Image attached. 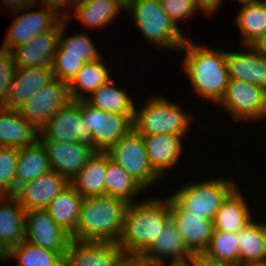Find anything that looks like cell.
I'll return each instance as SVG.
<instances>
[{
  "mask_svg": "<svg viewBox=\"0 0 266 266\" xmlns=\"http://www.w3.org/2000/svg\"><path fill=\"white\" fill-rule=\"evenodd\" d=\"M177 52L184 56L182 68L193 92L217 105L230 81L226 49L213 48L203 43L199 45L187 38Z\"/></svg>",
  "mask_w": 266,
  "mask_h": 266,
  "instance_id": "6da1fadb",
  "label": "cell"
},
{
  "mask_svg": "<svg viewBox=\"0 0 266 266\" xmlns=\"http://www.w3.org/2000/svg\"><path fill=\"white\" fill-rule=\"evenodd\" d=\"M171 218L170 196L148 197L128 204L118 240L125 255L142 256L158 238Z\"/></svg>",
  "mask_w": 266,
  "mask_h": 266,
  "instance_id": "7a4b0ae2",
  "label": "cell"
},
{
  "mask_svg": "<svg viewBox=\"0 0 266 266\" xmlns=\"http://www.w3.org/2000/svg\"><path fill=\"white\" fill-rule=\"evenodd\" d=\"M127 206L126 201L107 195L83 198L76 232L71 239L118 242Z\"/></svg>",
  "mask_w": 266,
  "mask_h": 266,
  "instance_id": "3957f363",
  "label": "cell"
},
{
  "mask_svg": "<svg viewBox=\"0 0 266 266\" xmlns=\"http://www.w3.org/2000/svg\"><path fill=\"white\" fill-rule=\"evenodd\" d=\"M151 95L140 108L135 105L133 129L141 135L173 134L186 139L194 124L193 112L185 111L163 94Z\"/></svg>",
  "mask_w": 266,
  "mask_h": 266,
  "instance_id": "277c9868",
  "label": "cell"
},
{
  "mask_svg": "<svg viewBox=\"0 0 266 266\" xmlns=\"http://www.w3.org/2000/svg\"><path fill=\"white\" fill-rule=\"evenodd\" d=\"M126 11L150 46L177 53L189 38L171 21L159 0H132Z\"/></svg>",
  "mask_w": 266,
  "mask_h": 266,
  "instance_id": "5b68a950",
  "label": "cell"
},
{
  "mask_svg": "<svg viewBox=\"0 0 266 266\" xmlns=\"http://www.w3.org/2000/svg\"><path fill=\"white\" fill-rule=\"evenodd\" d=\"M238 185L233 176L193 179L180 185L169 196L189 215L213 220L223 201Z\"/></svg>",
  "mask_w": 266,
  "mask_h": 266,
  "instance_id": "8992f818",
  "label": "cell"
},
{
  "mask_svg": "<svg viewBox=\"0 0 266 266\" xmlns=\"http://www.w3.org/2000/svg\"><path fill=\"white\" fill-rule=\"evenodd\" d=\"M106 152L110 159L120 165L145 191L163 181L149 163L142 135L134 129H131Z\"/></svg>",
  "mask_w": 266,
  "mask_h": 266,
  "instance_id": "52a82bcc",
  "label": "cell"
},
{
  "mask_svg": "<svg viewBox=\"0 0 266 266\" xmlns=\"http://www.w3.org/2000/svg\"><path fill=\"white\" fill-rule=\"evenodd\" d=\"M80 114L91 131L95 151H107L133 129V122L126 115L99 110L85 100H80Z\"/></svg>",
  "mask_w": 266,
  "mask_h": 266,
  "instance_id": "ba28073f",
  "label": "cell"
},
{
  "mask_svg": "<svg viewBox=\"0 0 266 266\" xmlns=\"http://www.w3.org/2000/svg\"><path fill=\"white\" fill-rule=\"evenodd\" d=\"M71 100L69 83L54 77L17 110L40 132L47 121Z\"/></svg>",
  "mask_w": 266,
  "mask_h": 266,
  "instance_id": "9c48e42d",
  "label": "cell"
},
{
  "mask_svg": "<svg viewBox=\"0 0 266 266\" xmlns=\"http://www.w3.org/2000/svg\"><path fill=\"white\" fill-rule=\"evenodd\" d=\"M263 101L264 89L245 81L230 79L218 106L225 110L236 124L246 122L247 125L248 122L262 120Z\"/></svg>",
  "mask_w": 266,
  "mask_h": 266,
  "instance_id": "30bf717a",
  "label": "cell"
},
{
  "mask_svg": "<svg viewBox=\"0 0 266 266\" xmlns=\"http://www.w3.org/2000/svg\"><path fill=\"white\" fill-rule=\"evenodd\" d=\"M39 141L84 142L91 145V131L82 122L80 100H71L59 109L40 130Z\"/></svg>",
  "mask_w": 266,
  "mask_h": 266,
  "instance_id": "8fae6325",
  "label": "cell"
},
{
  "mask_svg": "<svg viewBox=\"0 0 266 266\" xmlns=\"http://www.w3.org/2000/svg\"><path fill=\"white\" fill-rule=\"evenodd\" d=\"M36 6L38 7L33 2L20 11L13 12L16 17L7 30L1 48L12 51L16 47L28 43L37 34L49 31L61 19L53 10L43 6L32 12L30 9H34Z\"/></svg>",
  "mask_w": 266,
  "mask_h": 266,
  "instance_id": "7c38bea8",
  "label": "cell"
},
{
  "mask_svg": "<svg viewBox=\"0 0 266 266\" xmlns=\"http://www.w3.org/2000/svg\"><path fill=\"white\" fill-rule=\"evenodd\" d=\"M192 254L170 218L142 257L150 266H187Z\"/></svg>",
  "mask_w": 266,
  "mask_h": 266,
  "instance_id": "4fadbf2b",
  "label": "cell"
},
{
  "mask_svg": "<svg viewBox=\"0 0 266 266\" xmlns=\"http://www.w3.org/2000/svg\"><path fill=\"white\" fill-rule=\"evenodd\" d=\"M25 240L63 256L71 237L56 224L46 209H31L25 211Z\"/></svg>",
  "mask_w": 266,
  "mask_h": 266,
  "instance_id": "5bb4252c",
  "label": "cell"
},
{
  "mask_svg": "<svg viewBox=\"0 0 266 266\" xmlns=\"http://www.w3.org/2000/svg\"><path fill=\"white\" fill-rule=\"evenodd\" d=\"M124 255L118 242L71 239L63 255V266H115Z\"/></svg>",
  "mask_w": 266,
  "mask_h": 266,
  "instance_id": "9a60e30c",
  "label": "cell"
},
{
  "mask_svg": "<svg viewBox=\"0 0 266 266\" xmlns=\"http://www.w3.org/2000/svg\"><path fill=\"white\" fill-rule=\"evenodd\" d=\"M61 19L49 30L34 36L28 43L11 51L18 68L51 66L58 47Z\"/></svg>",
  "mask_w": 266,
  "mask_h": 266,
  "instance_id": "2e32d148",
  "label": "cell"
},
{
  "mask_svg": "<svg viewBox=\"0 0 266 266\" xmlns=\"http://www.w3.org/2000/svg\"><path fill=\"white\" fill-rule=\"evenodd\" d=\"M46 150L52 171L64 176L69 182L80 172L88 158L95 152L84 142L40 141Z\"/></svg>",
  "mask_w": 266,
  "mask_h": 266,
  "instance_id": "e0dca14e",
  "label": "cell"
},
{
  "mask_svg": "<svg viewBox=\"0 0 266 266\" xmlns=\"http://www.w3.org/2000/svg\"><path fill=\"white\" fill-rule=\"evenodd\" d=\"M68 184L69 181L64 176L51 170L18 186L14 196L25 211L46 209L52 199Z\"/></svg>",
  "mask_w": 266,
  "mask_h": 266,
  "instance_id": "ac0fdd59",
  "label": "cell"
},
{
  "mask_svg": "<svg viewBox=\"0 0 266 266\" xmlns=\"http://www.w3.org/2000/svg\"><path fill=\"white\" fill-rule=\"evenodd\" d=\"M239 51L227 50L226 62L230 79L251 83L266 89V57L254 46H242ZM244 50V51H243Z\"/></svg>",
  "mask_w": 266,
  "mask_h": 266,
  "instance_id": "d6986e66",
  "label": "cell"
},
{
  "mask_svg": "<svg viewBox=\"0 0 266 266\" xmlns=\"http://www.w3.org/2000/svg\"><path fill=\"white\" fill-rule=\"evenodd\" d=\"M142 137L151 167L165 180L168 171L179 164L182 158L185 139L173 134L142 135Z\"/></svg>",
  "mask_w": 266,
  "mask_h": 266,
  "instance_id": "ffe728a7",
  "label": "cell"
},
{
  "mask_svg": "<svg viewBox=\"0 0 266 266\" xmlns=\"http://www.w3.org/2000/svg\"><path fill=\"white\" fill-rule=\"evenodd\" d=\"M171 219L192 253L204 252L214 231L213 220L189 215L170 197Z\"/></svg>",
  "mask_w": 266,
  "mask_h": 266,
  "instance_id": "44dd1931",
  "label": "cell"
},
{
  "mask_svg": "<svg viewBox=\"0 0 266 266\" xmlns=\"http://www.w3.org/2000/svg\"><path fill=\"white\" fill-rule=\"evenodd\" d=\"M25 240V210L14 195L0 196V260Z\"/></svg>",
  "mask_w": 266,
  "mask_h": 266,
  "instance_id": "7402d4cb",
  "label": "cell"
},
{
  "mask_svg": "<svg viewBox=\"0 0 266 266\" xmlns=\"http://www.w3.org/2000/svg\"><path fill=\"white\" fill-rule=\"evenodd\" d=\"M53 78L52 66L35 68L17 67L8 90L7 102L2 107L17 110Z\"/></svg>",
  "mask_w": 266,
  "mask_h": 266,
  "instance_id": "603a6c76",
  "label": "cell"
},
{
  "mask_svg": "<svg viewBox=\"0 0 266 266\" xmlns=\"http://www.w3.org/2000/svg\"><path fill=\"white\" fill-rule=\"evenodd\" d=\"M248 198L242 193L239 185L227 196L213 219L214 230L236 233L246 227L252 220Z\"/></svg>",
  "mask_w": 266,
  "mask_h": 266,
  "instance_id": "cb8c5ba5",
  "label": "cell"
},
{
  "mask_svg": "<svg viewBox=\"0 0 266 266\" xmlns=\"http://www.w3.org/2000/svg\"><path fill=\"white\" fill-rule=\"evenodd\" d=\"M38 135L18 110L0 106V147L23 148L33 144Z\"/></svg>",
  "mask_w": 266,
  "mask_h": 266,
  "instance_id": "d4e9b609",
  "label": "cell"
},
{
  "mask_svg": "<svg viewBox=\"0 0 266 266\" xmlns=\"http://www.w3.org/2000/svg\"><path fill=\"white\" fill-rule=\"evenodd\" d=\"M116 84L111 78L84 100L99 110L126 115L133 122L135 102L128 89Z\"/></svg>",
  "mask_w": 266,
  "mask_h": 266,
  "instance_id": "484cf974",
  "label": "cell"
},
{
  "mask_svg": "<svg viewBox=\"0 0 266 266\" xmlns=\"http://www.w3.org/2000/svg\"><path fill=\"white\" fill-rule=\"evenodd\" d=\"M240 46H255L266 35V1L244 3L234 18Z\"/></svg>",
  "mask_w": 266,
  "mask_h": 266,
  "instance_id": "4316f807",
  "label": "cell"
},
{
  "mask_svg": "<svg viewBox=\"0 0 266 266\" xmlns=\"http://www.w3.org/2000/svg\"><path fill=\"white\" fill-rule=\"evenodd\" d=\"M106 151H95L69 182L84 198L105 195Z\"/></svg>",
  "mask_w": 266,
  "mask_h": 266,
  "instance_id": "83f0119b",
  "label": "cell"
},
{
  "mask_svg": "<svg viewBox=\"0 0 266 266\" xmlns=\"http://www.w3.org/2000/svg\"><path fill=\"white\" fill-rule=\"evenodd\" d=\"M83 198L84 197L81 196L69 183L52 199L46 208L56 224L59 225L70 237L76 232Z\"/></svg>",
  "mask_w": 266,
  "mask_h": 266,
  "instance_id": "f1b7e54d",
  "label": "cell"
},
{
  "mask_svg": "<svg viewBox=\"0 0 266 266\" xmlns=\"http://www.w3.org/2000/svg\"><path fill=\"white\" fill-rule=\"evenodd\" d=\"M72 11L82 25L96 30L112 24L124 10L111 0H77Z\"/></svg>",
  "mask_w": 266,
  "mask_h": 266,
  "instance_id": "f546056e",
  "label": "cell"
},
{
  "mask_svg": "<svg viewBox=\"0 0 266 266\" xmlns=\"http://www.w3.org/2000/svg\"><path fill=\"white\" fill-rule=\"evenodd\" d=\"M104 61L101 57L83 65L69 83V92L72 100H84L112 78V70H109L110 66H107V62Z\"/></svg>",
  "mask_w": 266,
  "mask_h": 266,
  "instance_id": "4dcf8cb0",
  "label": "cell"
},
{
  "mask_svg": "<svg viewBox=\"0 0 266 266\" xmlns=\"http://www.w3.org/2000/svg\"><path fill=\"white\" fill-rule=\"evenodd\" d=\"M51 171L47 153L43 144L37 139L33 144L18 148L15 170V189L23 183Z\"/></svg>",
  "mask_w": 266,
  "mask_h": 266,
  "instance_id": "1f68e13d",
  "label": "cell"
},
{
  "mask_svg": "<svg viewBox=\"0 0 266 266\" xmlns=\"http://www.w3.org/2000/svg\"><path fill=\"white\" fill-rule=\"evenodd\" d=\"M144 190L120 165L111 160L106 152L105 195L131 204L142 200L140 195L146 192Z\"/></svg>",
  "mask_w": 266,
  "mask_h": 266,
  "instance_id": "d6a6232c",
  "label": "cell"
},
{
  "mask_svg": "<svg viewBox=\"0 0 266 266\" xmlns=\"http://www.w3.org/2000/svg\"><path fill=\"white\" fill-rule=\"evenodd\" d=\"M238 238L239 264L266 261V222L252 220L235 233Z\"/></svg>",
  "mask_w": 266,
  "mask_h": 266,
  "instance_id": "836d02e7",
  "label": "cell"
},
{
  "mask_svg": "<svg viewBox=\"0 0 266 266\" xmlns=\"http://www.w3.org/2000/svg\"><path fill=\"white\" fill-rule=\"evenodd\" d=\"M69 22L61 18V32L58 38V47L55 55H74L86 62L97 60L104 55L98 50L91 36L86 32L74 33L67 36V26ZM67 36V37H66Z\"/></svg>",
  "mask_w": 266,
  "mask_h": 266,
  "instance_id": "e575fe53",
  "label": "cell"
},
{
  "mask_svg": "<svg viewBox=\"0 0 266 266\" xmlns=\"http://www.w3.org/2000/svg\"><path fill=\"white\" fill-rule=\"evenodd\" d=\"M15 259L18 266H63V256L23 240L13 247L0 262Z\"/></svg>",
  "mask_w": 266,
  "mask_h": 266,
  "instance_id": "d590c367",
  "label": "cell"
},
{
  "mask_svg": "<svg viewBox=\"0 0 266 266\" xmlns=\"http://www.w3.org/2000/svg\"><path fill=\"white\" fill-rule=\"evenodd\" d=\"M204 252L220 261L239 265L238 238L235 233L214 230Z\"/></svg>",
  "mask_w": 266,
  "mask_h": 266,
  "instance_id": "8d00e7d4",
  "label": "cell"
},
{
  "mask_svg": "<svg viewBox=\"0 0 266 266\" xmlns=\"http://www.w3.org/2000/svg\"><path fill=\"white\" fill-rule=\"evenodd\" d=\"M18 148L0 147V196L14 195Z\"/></svg>",
  "mask_w": 266,
  "mask_h": 266,
  "instance_id": "74e56055",
  "label": "cell"
},
{
  "mask_svg": "<svg viewBox=\"0 0 266 266\" xmlns=\"http://www.w3.org/2000/svg\"><path fill=\"white\" fill-rule=\"evenodd\" d=\"M165 13L175 24V26L182 30L179 26V22L186 19L189 20L194 15L201 12L207 18L211 17L196 0H159ZM189 18V19H188Z\"/></svg>",
  "mask_w": 266,
  "mask_h": 266,
  "instance_id": "f35d334b",
  "label": "cell"
},
{
  "mask_svg": "<svg viewBox=\"0 0 266 266\" xmlns=\"http://www.w3.org/2000/svg\"><path fill=\"white\" fill-rule=\"evenodd\" d=\"M84 64L79 56L54 55L51 66L55 78L70 83Z\"/></svg>",
  "mask_w": 266,
  "mask_h": 266,
  "instance_id": "ab89813d",
  "label": "cell"
},
{
  "mask_svg": "<svg viewBox=\"0 0 266 266\" xmlns=\"http://www.w3.org/2000/svg\"><path fill=\"white\" fill-rule=\"evenodd\" d=\"M16 68L11 51L0 47V106L7 102L8 90Z\"/></svg>",
  "mask_w": 266,
  "mask_h": 266,
  "instance_id": "60d3db41",
  "label": "cell"
},
{
  "mask_svg": "<svg viewBox=\"0 0 266 266\" xmlns=\"http://www.w3.org/2000/svg\"><path fill=\"white\" fill-rule=\"evenodd\" d=\"M76 1L77 0H34L37 5L40 4L39 7L43 6L53 10L59 17L65 19L67 22L71 21L70 19L73 13L70 12V10H72L73 4Z\"/></svg>",
  "mask_w": 266,
  "mask_h": 266,
  "instance_id": "b9f144b4",
  "label": "cell"
},
{
  "mask_svg": "<svg viewBox=\"0 0 266 266\" xmlns=\"http://www.w3.org/2000/svg\"><path fill=\"white\" fill-rule=\"evenodd\" d=\"M187 266H236L234 264L220 261L207 255L205 252H196L192 254Z\"/></svg>",
  "mask_w": 266,
  "mask_h": 266,
  "instance_id": "7bdbcfd3",
  "label": "cell"
},
{
  "mask_svg": "<svg viewBox=\"0 0 266 266\" xmlns=\"http://www.w3.org/2000/svg\"><path fill=\"white\" fill-rule=\"evenodd\" d=\"M115 266H150V264L142 256L124 255Z\"/></svg>",
  "mask_w": 266,
  "mask_h": 266,
  "instance_id": "ee69618b",
  "label": "cell"
},
{
  "mask_svg": "<svg viewBox=\"0 0 266 266\" xmlns=\"http://www.w3.org/2000/svg\"><path fill=\"white\" fill-rule=\"evenodd\" d=\"M199 5L213 18L222 7L224 0H196Z\"/></svg>",
  "mask_w": 266,
  "mask_h": 266,
  "instance_id": "f6af8a7d",
  "label": "cell"
},
{
  "mask_svg": "<svg viewBox=\"0 0 266 266\" xmlns=\"http://www.w3.org/2000/svg\"><path fill=\"white\" fill-rule=\"evenodd\" d=\"M5 4H4V3ZM2 4H0V6H2V8L0 7V12L3 9L4 5L5 7L8 6V10L10 8L11 12H16V11H20L21 9L25 8L26 6L32 4L34 2V0H3Z\"/></svg>",
  "mask_w": 266,
  "mask_h": 266,
  "instance_id": "bcb514c9",
  "label": "cell"
},
{
  "mask_svg": "<svg viewBox=\"0 0 266 266\" xmlns=\"http://www.w3.org/2000/svg\"><path fill=\"white\" fill-rule=\"evenodd\" d=\"M254 47L266 57V35Z\"/></svg>",
  "mask_w": 266,
  "mask_h": 266,
  "instance_id": "7dc6e473",
  "label": "cell"
},
{
  "mask_svg": "<svg viewBox=\"0 0 266 266\" xmlns=\"http://www.w3.org/2000/svg\"><path fill=\"white\" fill-rule=\"evenodd\" d=\"M114 1L116 4H118L124 11L127 9V7L130 5V2L132 0H111Z\"/></svg>",
  "mask_w": 266,
  "mask_h": 266,
  "instance_id": "c3c4849f",
  "label": "cell"
},
{
  "mask_svg": "<svg viewBox=\"0 0 266 266\" xmlns=\"http://www.w3.org/2000/svg\"><path fill=\"white\" fill-rule=\"evenodd\" d=\"M236 266H266V261L264 262H255V263H246V264H239Z\"/></svg>",
  "mask_w": 266,
  "mask_h": 266,
  "instance_id": "681fc988",
  "label": "cell"
},
{
  "mask_svg": "<svg viewBox=\"0 0 266 266\" xmlns=\"http://www.w3.org/2000/svg\"><path fill=\"white\" fill-rule=\"evenodd\" d=\"M266 119V89L264 90V101H263V111H262V120Z\"/></svg>",
  "mask_w": 266,
  "mask_h": 266,
  "instance_id": "f907efd6",
  "label": "cell"
},
{
  "mask_svg": "<svg viewBox=\"0 0 266 266\" xmlns=\"http://www.w3.org/2000/svg\"><path fill=\"white\" fill-rule=\"evenodd\" d=\"M235 1H239L241 4H244V3H253V2H259V1H264V0H235Z\"/></svg>",
  "mask_w": 266,
  "mask_h": 266,
  "instance_id": "816d5d0a",
  "label": "cell"
}]
</instances>
